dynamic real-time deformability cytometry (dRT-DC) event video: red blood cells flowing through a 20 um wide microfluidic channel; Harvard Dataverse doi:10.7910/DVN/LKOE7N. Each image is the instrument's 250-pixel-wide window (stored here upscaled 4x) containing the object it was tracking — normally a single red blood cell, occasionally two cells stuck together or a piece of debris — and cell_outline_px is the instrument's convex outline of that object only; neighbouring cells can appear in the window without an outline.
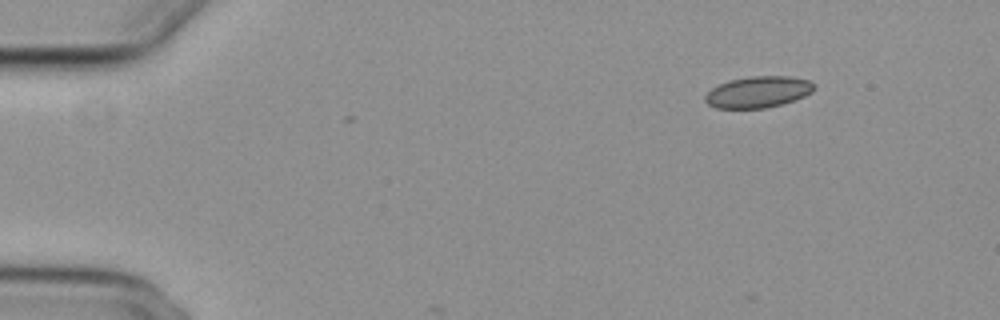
{"species": "common noctule bat (a hibernating species)", "species_latin": "Nyctalus noctula", "temperature_condition": "cold", "stored_images_in_passage": 3, "camera_frame_rate_fps": 3000, "um_per_image_px": 0.085, "animal": {"sex": "female", "body_mass_g": 29.2, "forearm_length_mm": 56.3}, "frame": {"image": 1, "passage_image": 1, "time_ms": 0.0, "image_size_px": [1000, 320], "cell_outline_px": [[816, 88], [812, 92], [804, 96], [784, 104], [764, 108], [716, 108], [708, 104], [704, 100], [704, 96], [712, 88], [728, 80], [748, 76], [788, 76], [808, 80], [816, 84]], "centroid_in_image_um": [64.45, 7.81], "position_along_channel_um": 20.5, "area_um2": 20.06}}